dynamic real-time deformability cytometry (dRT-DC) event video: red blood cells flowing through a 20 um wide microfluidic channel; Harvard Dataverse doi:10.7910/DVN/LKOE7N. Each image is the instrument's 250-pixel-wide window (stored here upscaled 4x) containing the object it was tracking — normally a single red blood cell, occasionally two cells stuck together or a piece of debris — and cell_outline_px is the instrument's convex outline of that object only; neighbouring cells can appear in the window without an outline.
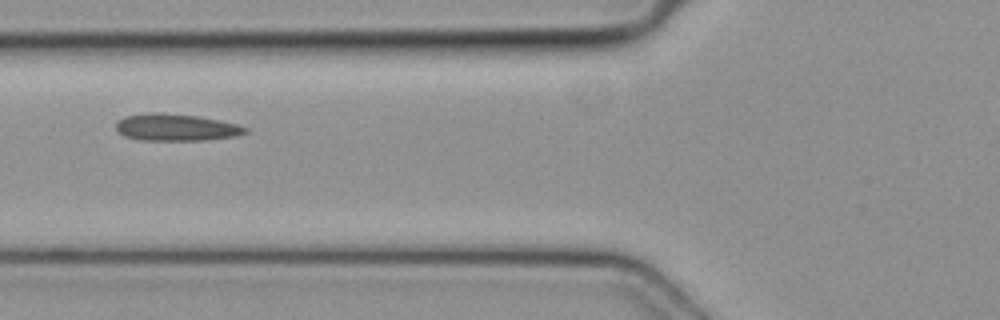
{"species": "common noctule bat (a hibernating species)", "species_latin": "Nyctalus noctula", "temperature_condition": "cold", "stored_images_in_passage": 2, "camera_frame_rate_fps": 3000, "um_per_image_px": 0.085, "animal": {"sex": "female", "body_mass_g": 19.3, "forearm_length_mm": 54.1}, "frame": {"image": 1, "passage_image": 2, "time_ms": 0.333, "image_size_px": [1000, 320], "cell_outline_px": [[248, 132], [236, 136], [204, 140], [140, 140], [124, 136], [116, 128], [116, 120], [124, 116], [152, 112], [160, 112], [196, 116], [220, 120], [236, 124], [248, 128]], "centroid_in_image_um": [14.95, 10.82], "position_along_channel_um": 110.9, "area_um2": 20.35}}